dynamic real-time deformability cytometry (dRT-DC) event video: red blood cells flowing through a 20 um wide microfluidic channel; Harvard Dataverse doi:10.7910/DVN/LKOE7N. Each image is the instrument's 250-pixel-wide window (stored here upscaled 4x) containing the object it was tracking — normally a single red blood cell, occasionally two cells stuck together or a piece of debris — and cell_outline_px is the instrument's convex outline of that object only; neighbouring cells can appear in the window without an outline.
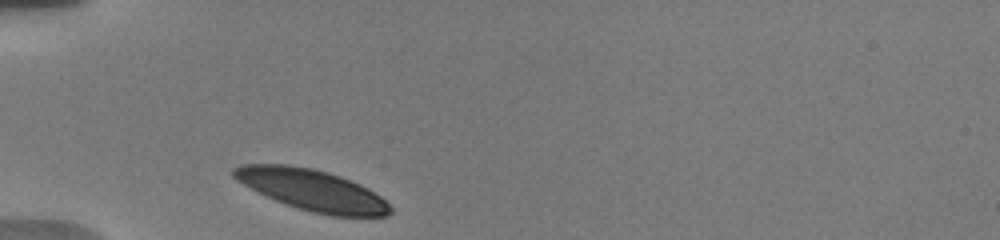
{"species": "human", "species_latin": "Homo sapiens", "temperature_condition": "warm", "stored_images_in_passage": 11, "camera_frame_rate_fps": 3000, "um_per_image_px": 0.085, "donor": {"sex": "male"}, "frame": {"image": 1, "passage_image": 1, "time_ms": 0.0, "image_size_px": [1000, 240], "cell_outline_px": [[392, 212], [388, 216], [332, 216], [312, 212], [276, 200], [236, 180], [232, 176], [232, 168], [240, 164], [288, 164], [312, 168], [328, 172], [340, 176], [360, 184], [368, 188], [380, 196], [392, 208]], "centroid_in_image_um": [26.54, 16.14], "position_along_channel_um": 58.5, "area_um2": 37.22}}
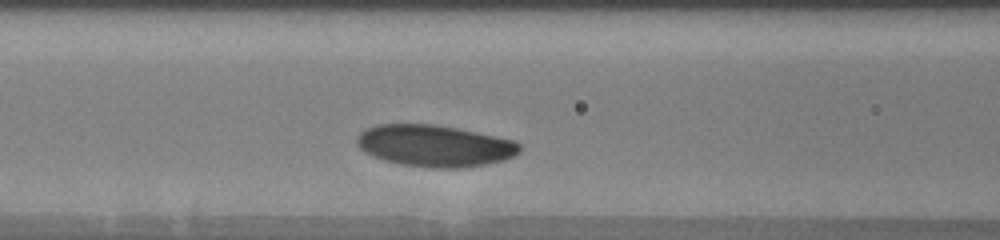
{"frame": {"image": 2, "passage_image": 7, "time_ms": 2.333, "image_size_px": [1000, 240], "cell_outline_px": [[520, 152], [516, 156], [504, 160], [484, 164], [460, 168], [428, 168], [400, 164], [384, 160], [372, 156], [364, 152], [356, 144], [356, 140], [360, 132], [376, 124], [436, 124], [456, 128], [512, 140], [520, 144]], "centroid_in_image_um": [36.92, 12.4], "position_along_channel_um": 129.7, "area_um2": 39.54}}
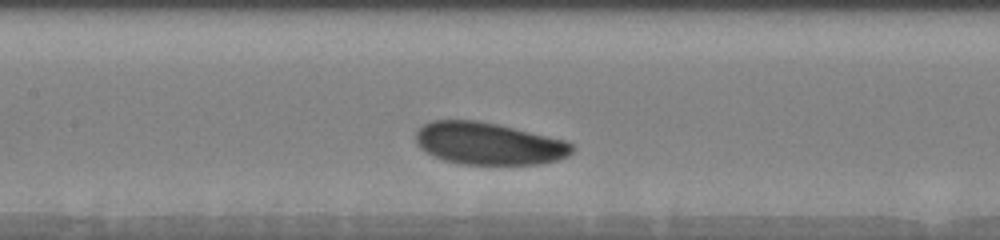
{"frame": {"image": 3, "passage_image": 10, "time_ms": 3.333, "image_size_px": [1000, 240], "cell_outline_px": [[576, 148], [568, 156], [556, 160], [540, 164], [460, 164], [444, 160], [432, 156], [420, 148], [416, 144], [416, 132], [424, 124], [432, 120], [476, 120], [496, 124], [564, 140], [572, 144]], "centroid_in_image_um": [41.51, 12.21], "position_along_channel_um": 165.9, "area_um2": 38.32}}